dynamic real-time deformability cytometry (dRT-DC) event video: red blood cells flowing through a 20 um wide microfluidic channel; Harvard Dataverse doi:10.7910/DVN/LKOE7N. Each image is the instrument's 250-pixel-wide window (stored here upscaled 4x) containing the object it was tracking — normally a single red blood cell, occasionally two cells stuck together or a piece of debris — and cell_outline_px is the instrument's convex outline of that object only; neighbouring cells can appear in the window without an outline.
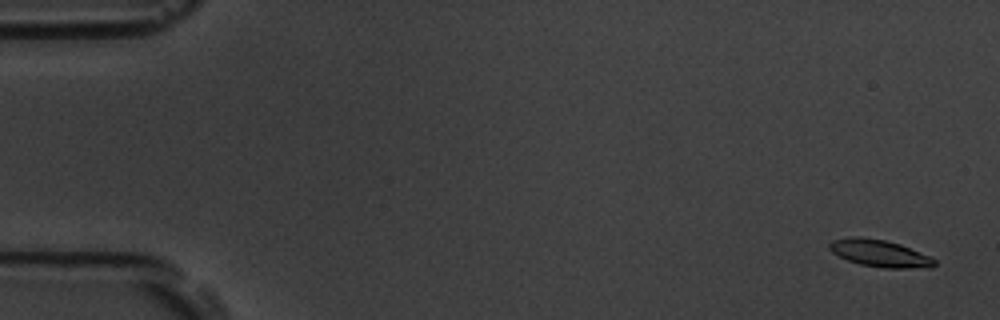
{"species": "common noctule bat (a hibernating species)", "species_latin": "Nyctalus noctula", "temperature_condition": "room temperature", "stored_images_in_passage": 58, "camera_frame_rate_fps": 3000, "um_per_image_px": 0.085, "animal": {"sex": "male", "body_mass_g": 19.5, "forearm_length_mm": 54.6}, "frame": {"image": 1, "passage_image": 3, "time_ms": 0.667, "image_size_px": [1000, 320], "cell_outline_px": [[936, 264], [932, 268], [884, 268], [860, 264], [848, 260], [832, 252], [828, 248], [828, 244], [832, 240], [852, 236], [856, 236], [884, 240], [900, 244], [928, 256], [936, 260]], "centroid_in_image_um": [74.77, 21.53], "position_along_channel_um": 10.2, "area_um2": 16.47}}
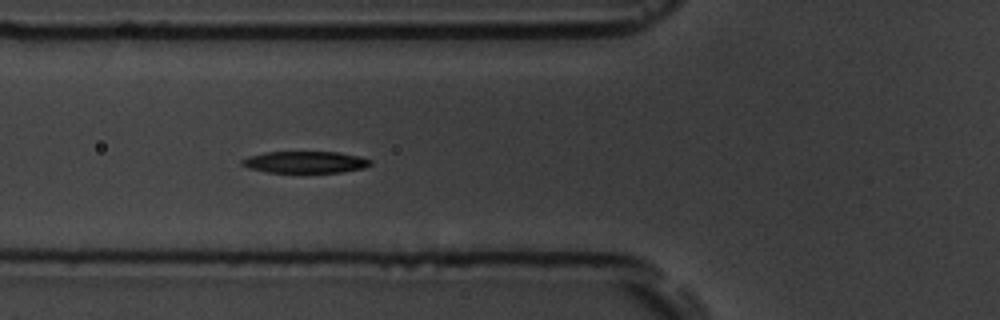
{"frame": {"image": 2, "passage_image": 22, "time_ms": 7.0, "image_size_px": [1000, 320], "cell_outline_px": [[372, 164], [364, 168], [340, 172], [268, 172], [248, 168], [240, 164], [240, 160], [248, 156], [264, 152], [340, 152], [360, 156], [372, 160]], "centroid_in_image_um": [25.94, 13.77], "position_along_channel_um": 99.9, "area_um2": 16.36}}
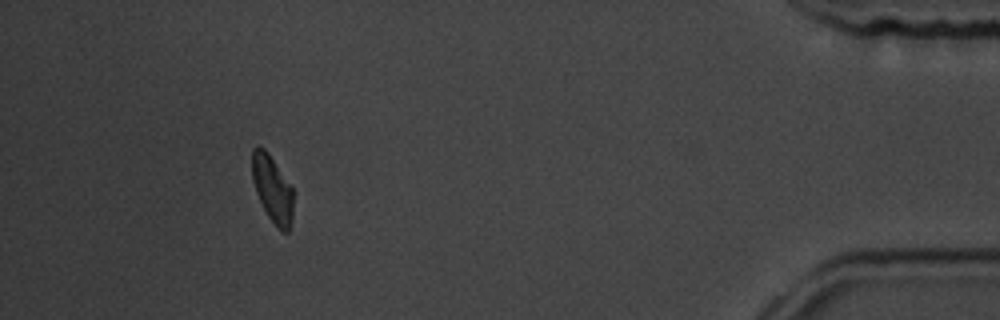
{"frame": {"image": 3, "passage_image": 53, "time_ms": 17.333, "image_size_px": [1000, 320], "cell_outline_px": [[292, 220], [288, 232], [284, 232], [268, 216], [256, 192], [252, 180], [252, 148], [256, 144], [264, 148], [268, 152], [292, 188]], "centroid_in_image_um": [23.12, 16.0], "position_along_channel_um": 412.1, "area_um2": 15.72}, "authors_computed_cell_mechanics": {"area_um2": 17.0221, "velocity_mm_per_s": 3.6121, "shape_relaxation_time_tau1_ms": 2.8236, "shape_relaxation_time_tau2_ms": null, "deformation_change_tau1": 0.1479, "deformation_change_tau2": null}}